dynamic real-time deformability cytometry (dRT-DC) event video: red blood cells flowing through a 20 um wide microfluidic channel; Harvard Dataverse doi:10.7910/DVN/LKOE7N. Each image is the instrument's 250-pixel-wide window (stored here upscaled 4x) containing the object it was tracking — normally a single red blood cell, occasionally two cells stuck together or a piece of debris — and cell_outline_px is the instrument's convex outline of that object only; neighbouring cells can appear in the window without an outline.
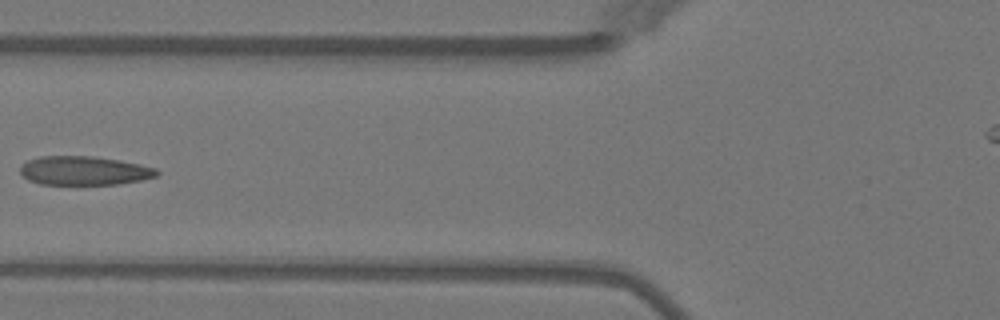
{"species": "Egyptian fruit bat (a non-hibernating species)", "species_latin": "Rousettus aegyptiacus", "temperature_condition": "warm", "stored_images_in_passage": 6, "camera_frame_rate_fps": 3000, "um_per_image_px": 0.085, "animal": {"sex": "female"}, "frame": {"image": 1, "passage_image": 5, "time_ms": 5.667, "image_size_px": [1000, 320], "cell_outline_px": [[160, 172], [156, 176], [140, 180], [116, 184], [40, 184], [28, 180], [20, 172], [20, 164], [28, 160], [40, 156], [92, 156], [120, 160], [140, 164], [156, 168]], "centroid_in_image_um": [7.13, 14.5], "position_along_channel_um": 118.7, "area_um2": 23.0}}
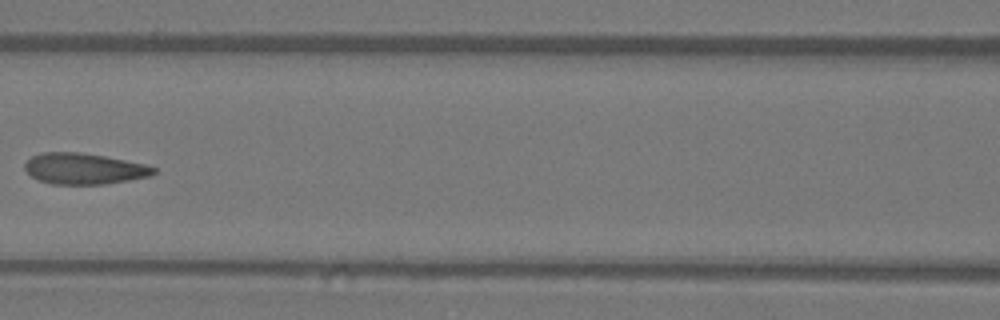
{"frame": {"image": 2, "passage_image": 6, "time_ms": 6.667, "image_size_px": [1000, 320], "cell_outline_px": [[156, 172], [152, 176], [104, 184], [52, 184], [36, 180], [24, 168], [24, 164], [32, 156], [44, 152], [80, 152], [104, 156], [148, 164], [156, 168]], "centroid_in_image_um": [7.17, 14.34], "position_along_channel_um": 159.4, "area_um2": 23.41}}